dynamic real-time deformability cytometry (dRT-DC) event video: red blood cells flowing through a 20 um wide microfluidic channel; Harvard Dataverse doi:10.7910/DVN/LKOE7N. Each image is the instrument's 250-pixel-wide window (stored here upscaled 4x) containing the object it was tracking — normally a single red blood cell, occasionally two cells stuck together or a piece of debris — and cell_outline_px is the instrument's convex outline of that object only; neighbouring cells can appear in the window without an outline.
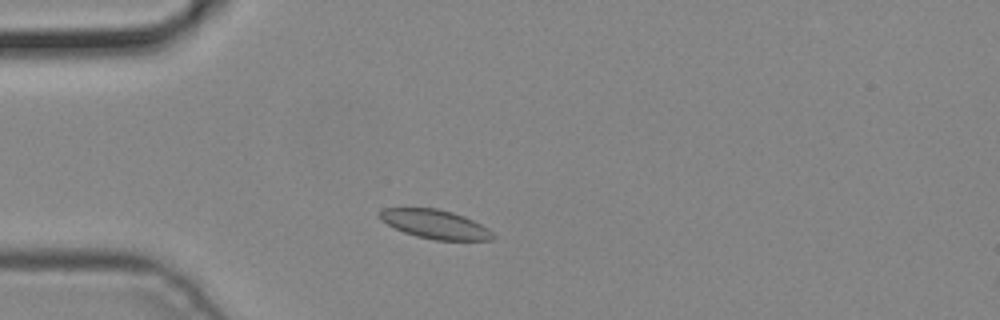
{"species": "common noctule bat (a hibernating species)", "species_latin": "Nyctalus noctula", "temperature_condition": "cold", "stored_images_in_passage": 2, "camera_frame_rate_fps": 3000, "um_per_image_px": 0.085, "animal": {"sex": "male", "body_mass_g": 19.2, "forearm_length_mm": 51.8}, "frame": {"image": 1, "passage_image": 1, "time_ms": 0.0, "image_size_px": [1000, 320], "cell_outline_px": [[496, 236], [492, 240], [432, 240], [416, 236], [404, 232], [380, 220], [380, 212], [384, 208], [436, 208], [452, 212], [464, 216], [488, 228]], "centroid_in_image_um": [37.01, 19.06], "position_along_channel_um": 48.0, "area_um2": 18.96}}